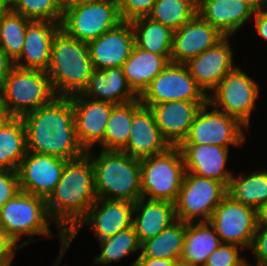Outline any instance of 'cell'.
Listing matches in <instances>:
<instances>
[{"mask_svg":"<svg viewBox=\"0 0 267 266\" xmlns=\"http://www.w3.org/2000/svg\"><path fill=\"white\" fill-rule=\"evenodd\" d=\"M95 0H60L62 11L65 12L70 8H73L78 5L86 4Z\"/></svg>","mask_w":267,"mask_h":266,"instance_id":"obj_46","label":"cell"},{"mask_svg":"<svg viewBox=\"0 0 267 266\" xmlns=\"http://www.w3.org/2000/svg\"><path fill=\"white\" fill-rule=\"evenodd\" d=\"M134 203L125 200L97 199L87 214L66 235L67 250L85 226L98 241L132 226Z\"/></svg>","mask_w":267,"mask_h":266,"instance_id":"obj_14","label":"cell"},{"mask_svg":"<svg viewBox=\"0 0 267 266\" xmlns=\"http://www.w3.org/2000/svg\"><path fill=\"white\" fill-rule=\"evenodd\" d=\"M94 71L87 43L59 29L51 44L46 73L56 96L82 93Z\"/></svg>","mask_w":267,"mask_h":266,"instance_id":"obj_3","label":"cell"},{"mask_svg":"<svg viewBox=\"0 0 267 266\" xmlns=\"http://www.w3.org/2000/svg\"><path fill=\"white\" fill-rule=\"evenodd\" d=\"M171 145L158 129L153 112L141 106L133 115L130 136L122 152L138 160L166 151Z\"/></svg>","mask_w":267,"mask_h":266,"instance_id":"obj_22","label":"cell"},{"mask_svg":"<svg viewBox=\"0 0 267 266\" xmlns=\"http://www.w3.org/2000/svg\"><path fill=\"white\" fill-rule=\"evenodd\" d=\"M135 35V45L146 51L171 55L173 30L148 17L137 18L130 22Z\"/></svg>","mask_w":267,"mask_h":266,"instance_id":"obj_33","label":"cell"},{"mask_svg":"<svg viewBox=\"0 0 267 266\" xmlns=\"http://www.w3.org/2000/svg\"><path fill=\"white\" fill-rule=\"evenodd\" d=\"M208 101H169L150 106L158 129L171 146H179L189 134L200 108Z\"/></svg>","mask_w":267,"mask_h":266,"instance_id":"obj_20","label":"cell"},{"mask_svg":"<svg viewBox=\"0 0 267 266\" xmlns=\"http://www.w3.org/2000/svg\"><path fill=\"white\" fill-rule=\"evenodd\" d=\"M227 187L220 181L185 172L174 203L176 219L184 223L209 222Z\"/></svg>","mask_w":267,"mask_h":266,"instance_id":"obj_9","label":"cell"},{"mask_svg":"<svg viewBox=\"0 0 267 266\" xmlns=\"http://www.w3.org/2000/svg\"><path fill=\"white\" fill-rule=\"evenodd\" d=\"M209 223L221 243L238 245L245 250L251 247L259 216L256 209L226 195L215 208Z\"/></svg>","mask_w":267,"mask_h":266,"instance_id":"obj_13","label":"cell"},{"mask_svg":"<svg viewBox=\"0 0 267 266\" xmlns=\"http://www.w3.org/2000/svg\"><path fill=\"white\" fill-rule=\"evenodd\" d=\"M221 244L209 222L186 223L181 261L193 266H204L207 258Z\"/></svg>","mask_w":267,"mask_h":266,"instance_id":"obj_28","label":"cell"},{"mask_svg":"<svg viewBox=\"0 0 267 266\" xmlns=\"http://www.w3.org/2000/svg\"><path fill=\"white\" fill-rule=\"evenodd\" d=\"M15 63L8 57V55L0 49V87H3L6 77L13 69Z\"/></svg>","mask_w":267,"mask_h":266,"instance_id":"obj_45","label":"cell"},{"mask_svg":"<svg viewBox=\"0 0 267 266\" xmlns=\"http://www.w3.org/2000/svg\"><path fill=\"white\" fill-rule=\"evenodd\" d=\"M227 195L259 211L267 203V168L257 169L247 175H233L227 187Z\"/></svg>","mask_w":267,"mask_h":266,"instance_id":"obj_29","label":"cell"},{"mask_svg":"<svg viewBox=\"0 0 267 266\" xmlns=\"http://www.w3.org/2000/svg\"><path fill=\"white\" fill-rule=\"evenodd\" d=\"M254 12L240 0H203L197 6V14L225 37L234 36L249 19L252 20Z\"/></svg>","mask_w":267,"mask_h":266,"instance_id":"obj_24","label":"cell"},{"mask_svg":"<svg viewBox=\"0 0 267 266\" xmlns=\"http://www.w3.org/2000/svg\"><path fill=\"white\" fill-rule=\"evenodd\" d=\"M4 110H5V107H4V102H3V90L0 87V112Z\"/></svg>","mask_w":267,"mask_h":266,"instance_id":"obj_51","label":"cell"},{"mask_svg":"<svg viewBox=\"0 0 267 266\" xmlns=\"http://www.w3.org/2000/svg\"><path fill=\"white\" fill-rule=\"evenodd\" d=\"M207 102L197 112L189 134L181 144H209L229 148L241 146L248 129L237 119L217 110ZM210 110V111H209ZM245 130V131H244Z\"/></svg>","mask_w":267,"mask_h":266,"instance_id":"obj_11","label":"cell"},{"mask_svg":"<svg viewBox=\"0 0 267 266\" xmlns=\"http://www.w3.org/2000/svg\"><path fill=\"white\" fill-rule=\"evenodd\" d=\"M11 10V0H0V17Z\"/></svg>","mask_w":267,"mask_h":266,"instance_id":"obj_50","label":"cell"},{"mask_svg":"<svg viewBox=\"0 0 267 266\" xmlns=\"http://www.w3.org/2000/svg\"><path fill=\"white\" fill-rule=\"evenodd\" d=\"M230 39L232 38L224 37L214 47L185 63L191 76L207 96L217 87L223 77L236 67L233 65L234 53Z\"/></svg>","mask_w":267,"mask_h":266,"instance_id":"obj_16","label":"cell"},{"mask_svg":"<svg viewBox=\"0 0 267 266\" xmlns=\"http://www.w3.org/2000/svg\"><path fill=\"white\" fill-rule=\"evenodd\" d=\"M122 22L117 0H95L63 12L60 29L88 43Z\"/></svg>","mask_w":267,"mask_h":266,"instance_id":"obj_10","label":"cell"},{"mask_svg":"<svg viewBox=\"0 0 267 266\" xmlns=\"http://www.w3.org/2000/svg\"><path fill=\"white\" fill-rule=\"evenodd\" d=\"M16 250H20V248L7 235L6 230L0 225V263L12 262Z\"/></svg>","mask_w":267,"mask_h":266,"instance_id":"obj_42","label":"cell"},{"mask_svg":"<svg viewBox=\"0 0 267 266\" xmlns=\"http://www.w3.org/2000/svg\"><path fill=\"white\" fill-rule=\"evenodd\" d=\"M51 223L56 225L48 215L46 200L30 193L19 191L0 208V225L21 249L36 242L34 235H42L44 240L56 237ZM25 235L29 238L20 242Z\"/></svg>","mask_w":267,"mask_h":266,"instance_id":"obj_5","label":"cell"},{"mask_svg":"<svg viewBox=\"0 0 267 266\" xmlns=\"http://www.w3.org/2000/svg\"><path fill=\"white\" fill-rule=\"evenodd\" d=\"M120 17L123 22L147 17L156 0H117Z\"/></svg>","mask_w":267,"mask_h":266,"instance_id":"obj_39","label":"cell"},{"mask_svg":"<svg viewBox=\"0 0 267 266\" xmlns=\"http://www.w3.org/2000/svg\"><path fill=\"white\" fill-rule=\"evenodd\" d=\"M31 21L21 14L10 10L0 17V49L15 62L24 47V37L27 25Z\"/></svg>","mask_w":267,"mask_h":266,"instance_id":"obj_35","label":"cell"},{"mask_svg":"<svg viewBox=\"0 0 267 266\" xmlns=\"http://www.w3.org/2000/svg\"><path fill=\"white\" fill-rule=\"evenodd\" d=\"M186 223L176 221L154 238L141 243L138 257L181 260L184 246Z\"/></svg>","mask_w":267,"mask_h":266,"instance_id":"obj_31","label":"cell"},{"mask_svg":"<svg viewBox=\"0 0 267 266\" xmlns=\"http://www.w3.org/2000/svg\"><path fill=\"white\" fill-rule=\"evenodd\" d=\"M142 198L175 203L185 175L179 146L140 160Z\"/></svg>","mask_w":267,"mask_h":266,"instance_id":"obj_6","label":"cell"},{"mask_svg":"<svg viewBox=\"0 0 267 266\" xmlns=\"http://www.w3.org/2000/svg\"><path fill=\"white\" fill-rule=\"evenodd\" d=\"M225 36L198 14L173 32L171 62L186 63L214 47Z\"/></svg>","mask_w":267,"mask_h":266,"instance_id":"obj_19","label":"cell"},{"mask_svg":"<svg viewBox=\"0 0 267 266\" xmlns=\"http://www.w3.org/2000/svg\"><path fill=\"white\" fill-rule=\"evenodd\" d=\"M197 14V5L191 0H156L147 16L173 31Z\"/></svg>","mask_w":267,"mask_h":266,"instance_id":"obj_36","label":"cell"},{"mask_svg":"<svg viewBox=\"0 0 267 266\" xmlns=\"http://www.w3.org/2000/svg\"><path fill=\"white\" fill-rule=\"evenodd\" d=\"M249 250L258 266H267V225L258 223L253 241Z\"/></svg>","mask_w":267,"mask_h":266,"instance_id":"obj_41","label":"cell"},{"mask_svg":"<svg viewBox=\"0 0 267 266\" xmlns=\"http://www.w3.org/2000/svg\"><path fill=\"white\" fill-rule=\"evenodd\" d=\"M97 200L94 168L90 156L67 160L58 184L46 200L49 217L55 222L60 238V251L54 266H60L67 251L66 235L87 214Z\"/></svg>","mask_w":267,"mask_h":266,"instance_id":"obj_1","label":"cell"},{"mask_svg":"<svg viewBox=\"0 0 267 266\" xmlns=\"http://www.w3.org/2000/svg\"><path fill=\"white\" fill-rule=\"evenodd\" d=\"M253 19L257 35L267 41V8L254 12Z\"/></svg>","mask_w":267,"mask_h":266,"instance_id":"obj_43","label":"cell"},{"mask_svg":"<svg viewBox=\"0 0 267 266\" xmlns=\"http://www.w3.org/2000/svg\"><path fill=\"white\" fill-rule=\"evenodd\" d=\"M135 45L134 30L130 22L103 33L87 43L94 70L122 67Z\"/></svg>","mask_w":267,"mask_h":266,"instance_id":"obj_18","label":"cell"},{"mask_svg":"<svg viewBox=\"0 0 267 266\" xmlns=\"http://www.w3.org/2000/svg\"><path fill=\"white\" fill-rule=\"evenodd\" d=\"M94 101L123 104L138 96L128 86L122 67L94 70L87 87L81 93Z\"/></svg>","mask_w":267,"mask_h":266,"instance_id":"obj_26","label":"cell"},{"mask_svg":"<svg viewBox=\"0 0 267 266\" xmlns=\"http://www.w3.org/2000/svg\"><path fill=\"white\" fill-rule=\"evenodd\" d=\"M249 5L255 12L267 8V0H240Z\"/></svg>","mask_w":267,"mask_h":266,"instance_id":"obj_47","label":"cell"},{"mask_svg":"<svg viewBox=\"0 0 267 266\" xmlns=\"http://www.w3.org/2000/svg\"><path fill=\"white\" fill-rule=\"evenodd\" d=\"M186 172L222 182L228 187L233 172L227 170L229 148L209 144H180Z\"/></svg>","mask_w":267,"mask_h":266,"instance_id":"obj_21","label":"cell"},{"mask_svg":"<svg viewBox=\"0 0 267 266\" xmlns=\"http://www.w3.org/2000/svg\"><path fill=\"white\" fill-rule=\"evenodd\" d=\"M79 143L87 152L104 138L114 104L94 101L81 93L70 96Z\"/></svg>","mask_w":267,"mask_h":266,"instance_id":"obj_17","label":"cell"},{"mask_svg":"<svg viewBox=\"0 0 267 266\" xmlns=\"http://www.w3.org/2000/svg\"><path fill=\"white\" fill-rule=\"evenodd\" d=\"M170 62L171 55L155 54L134 45L122 70L128 86L139 97Z\"/></svg>","mask_w":267,"mask_h":266,"instance_id":"obj_27","label":"cell"},{"mask_svg":"<svg viewBox=\"0 0 267 266\" xmlns=\"http://www.w3.org/2000/svg\"><path fill=\"white\" fill-rule=\"evenodd\" d=\"M21 118L26 129L27 151L65 160L86 153L77 138L70 97L56 96Z\"/></svg>","mask_w":267,"mask_h":266,"instance_id":"obj_2","label":"cell"},{"mask_svg":"<svg viewBox=\"0 0 267 266\" xmlns=\"http://www.w3.org/2000/svg\"><path fill=\"white\" fill-rule=\"evenodd\" d=\"M94 168L97 199L135 203L142 197L140 160L122 151L86 152Z\"/></svg>","mask_w":267,"mask_h":266,"instance_id":"obj_4","label":"cell"},{"mask_svg":"<svg viewBox=\"0 0 267 266\" xmlns=\"http://www.w3.org/2000/svg\"><path fill=\"white\" fill-rule=\"evenodd\" d=\"M26 153L24 122L21 117H12L0 130V169L17 172Z\"/></svg>","mask_w":267,"mask_h":266,"instance_id":"obj_32","label":"cell"},{"mask_svg":"<svg viewBox=\"0 0 267 266\" xmlns=\"http://www.w3.org/2000/svg\"><path fill=\"white\" fill-rule=\"evenodd\" d=\"M145 107L169 101H208L185 63L170 62L139 96Z\"/></svg>","mask_w":267,"mask_h":266,"instance_id":"obj_12","label":"cell"},{"mask_svg":"<svg viewBox=\"0 0 267 266\" xmlns=\"http://www.w3.org/2000/svg\"><path fill=\"white\" fill-rule=\"evenodd\" d=\"M175 266H193V265L179 260V261L176 262Z\"/></svg>","mask_w":267,"mask_h":266,"instance_id":"obj_53","label":"cell"},{"mask_svg":"<svg viewBox=\"0 0 267 266\" xmlns=\"http://www.w3.org/2000/svg\"><path fill=\"white\" fill-rule=\"evenodd\" d=\"M12 117L6 109L0 112V130Z\"/></svg>","mask_w":267,"mask_h":266,"instance_id":"obj_49","label":"cell"},{"mask_svg":"<svg viewBox=\"0 0 267 266\" xmlns=\"http://www.w3.org/2000/svg\"><path fill=\"white\" fill-rule=\"evenodd\" d=\"M11 10L30 21L60 23L63 15L60 0H11Z\"/></svg>","mask_w":267,"mask_h":266,"instance_id":"obj_37","label":"cell"},{"mask_svg":"<svg viewBox=\"0 0 267 266\" xmlns=\"http://www.w3.org/2000/svg\"><path fill=\"white\" fill-rule=\"evenodd\" d=\"M176 221L175 206L172 202L141 197L134 203L132 226L140 244L154 238Z\"/></svg>","mask_w":267,"mask_h":266,"instance_id":"obj_25","label":"cell"},{"mask_svg":"<svg viewBox=\"0 0 267 266\" xmlns=\"http://www.w3.org/2000/svg\"><path fill=\"white\" fill-rule=\"evenodd\" d=\"M259 223L267 225V203L258 211Z\"/></svg>","mask_w":267,"mask_h":266,"instance_id":"obj_48","label":"cell"},{"mask_svg":"<svg viewBox=\"0 0 267 266\" xmlns=\"http://www.w3.org/2000/svg\"><path fill=\"white\" fill-rule=\"evenodd\" d=\"M255 79L237 66L228 72L208 95L211 107L237 119L248 130L251 113L257 108L256 100L261 90Z\"/></svg>","mask_w":267,"mask_h":266,"instance_id":"obj_8","label":"cell"},{"mask_svg":"<svg viewBox=\"0 0 267 266\" xmlns=\"http://www.w3.org/2000/svg\"><path fill=\"white\" fill-rule=\"evenodd\" d=\"M191 1L198 6L203 0H191Z\"/></svg>","mask_w":267,"mask_h":266,"instance_id":"obj_55","label":"cell"},{"mask_svg":"<svg viewBox=\"0 0 267 266\" xmlns=\"http://www.w3.org/2000/svg\"><path fill=\"white\" fill-rule=\"evenodd\" d=\"M20 191L16 171L0 169V208Z\"/></svg>","mask_w":267,"mask_h":266,"instance_id":"obj_40","label":"cell"},{"mask_svg":"<svg viewBox=\"0 0 267 266\" xmlns=\"http://www.w3.org/2000/svg\"><path fill=\"white\" fill-rule=\"evenodd\" d=\"M238 245L221 243L220 246L214 250V252L208 256L204 266H237L245 259V256H241Z\"/></svg>","mask_w":267,"mask_h":266,"instance_id":"obj_38","label":"cell"},{"mask_svg":"<svg viewBox=\"0 0 267 266\" xmlns=\"http://www.w3.org/2000/svg\"><path fill=\"white\" fill-rule=\"evenodd\" d=\"M12 262H1L0 266H12Z\"/></svg>","mask_w":267,"mask_h":266,"instance_id":"obj_54","label":"cell"},{"mask_svg":"<svg viewBox=\"0 0 267 266\" xmlns=\"http://www.w3.org/2000/svg\"><path fill=\"white\" fill-rule=\"evenodd\" d=\"M2 90L4 107L13 117H22L56 97L45 71L17 66L9 72Z\"/></svg>","mask_w":267,"mask_h":266,"instance_id":"obj_7","label":"cell"},{"mask_svg":"<svg viewBox=\"0 0 267 266\" xmlns=\"http://www.w3.org/2000/svg\"><path fill=\"white\" fill-rule=\"evenodd\" d=\"M237 266H258L257 264L253 265L251 262L245 258L242 262H240Z\"/></svg>","mask_w":267,"mask_h":266,"instance_id":"obj_52","label":"cell"},{"mask_svg":"<svg viewBox=\"0 0 267 266\" xmlns=\"http://www.w3.org/2000/svg\"><path fill=\"white\" fill-rule=\"evenodd\" d=\"M142 106L139 97L133 101L113 106L103 141L104 151H122L128 142L134 113Z\"/></svg>","mask_w":267,"mask_h":266,"instance_id":"obj_30","label":"cell"},{"mask_svg":"<svg viewBox=\"0 0 267 266\" xmlns=\"http://www.w3.org/2000/svg\"><path fill=\"white\" fill-rule=\"evenodd\" d=\"M66 161L27 151L17 170L20 191L47 200L60 180Z\"/></svg>","mask_w":267,"mask_h":266,"instance_id":"obj_15","label":"cell"},{"mask_svg":"<svg viewBox=\"0 0 267 266\" xmlns=\"http://www.w3.org/2000/svg\"><path fill=\"white\" fill-rule=\"evenodd\" d=\"M98 242L100 254L94 257L92 265H109L112 262H119L130 254L140 252L141 247L133 226Z\"/></svg>","mask_w":267,"mask_h":266,"instance_id":"obj_34","label":"cell"},{"mask_svg":"<svg viewBox=\"0 0 267 266\" xmlns=\"http://www.w3.org/2000/svg\"><path fill=\"white\" fill-rule=\"evenodd\" d=\"M175 260L137 257L130 266H175Z\"/></svg>","mask_w":267,"mask_h":266,"instance_id":"obj_44","label":"cell"},{"mask_svg":"<svg viewBox=\"0 0 267 266\" xmlns=\"http://www.w3.org/2000/svg\"><path fill=\"white\" fill-rule=\"evenodd\" d=\"M60 23L51 21H31L25 30L24 47L15 66L23 69L45 71L48 68L51 44Z\"/></svg>","mask_w":267,"mask_h":266,"instance_id":"obj_23","label":"cell"}]
</instances>
